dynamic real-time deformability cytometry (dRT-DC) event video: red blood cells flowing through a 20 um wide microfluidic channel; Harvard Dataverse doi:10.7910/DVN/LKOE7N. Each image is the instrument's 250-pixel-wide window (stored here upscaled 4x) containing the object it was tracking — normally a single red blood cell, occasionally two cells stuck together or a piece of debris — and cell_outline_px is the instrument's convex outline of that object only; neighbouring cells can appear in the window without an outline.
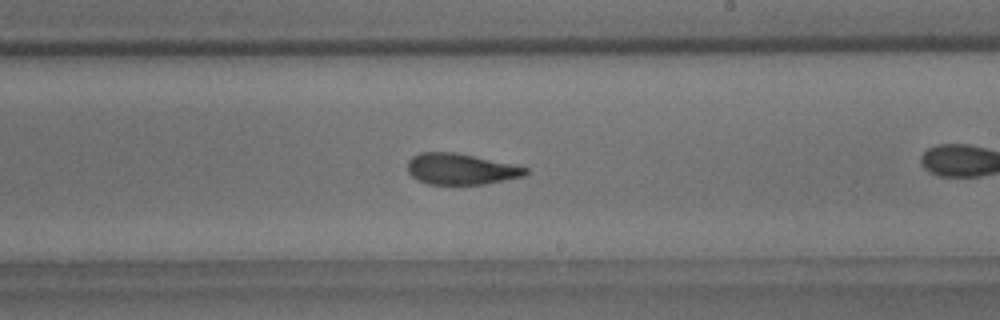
{"species": "common noctule bat (a hibernating species)", "species_latin": "Nyctalus noctula", "temperature_condition": "room temperature", "stored_images_in_passage": 27, "camera_frame_rate_fps": 3000, "um_per_image_px": 0.085, "animal": {"sex": "male", "body_mass_g": 18.8}, "frame": {"image": 1, "passage_image": 16, "time_ms": 5.0, "image_size_px": [1000, 320], "cell_outline_px": [[528, 172], [524, 176], [484, 184], [428, 184], [416, 180], [408, 172], [408, 160], [412, 156], [420, 152], [456, 152], [516, 164], [528, 168]], "centroid_in_image_um": [39.17, 14.36], "position_along_channel_um": 249.8, "area_um2": 21.56}}